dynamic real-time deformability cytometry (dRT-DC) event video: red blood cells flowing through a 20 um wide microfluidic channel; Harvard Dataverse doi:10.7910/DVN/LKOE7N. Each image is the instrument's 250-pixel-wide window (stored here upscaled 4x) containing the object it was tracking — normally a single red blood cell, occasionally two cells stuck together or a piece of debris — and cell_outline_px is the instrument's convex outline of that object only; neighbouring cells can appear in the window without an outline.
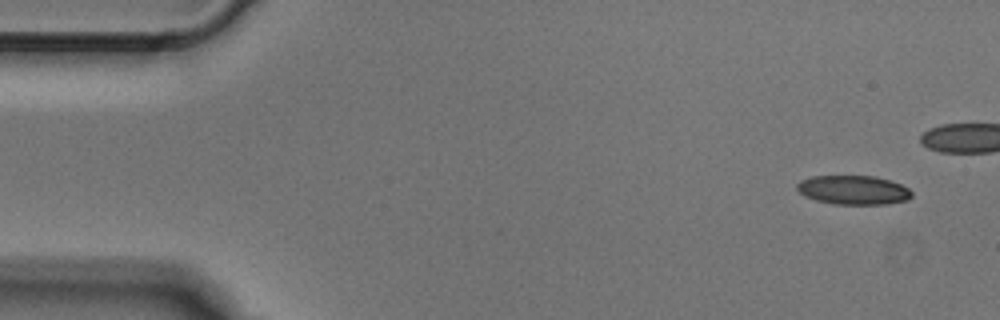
{"species": "Egyptian fruit bat (a non-hibernating species)", "species_latin": "Rousettus aegyptiacus", "temperature_condition": "cold", "stored_images_in_passage": 3, "camera_frame_rate_fps": 3000, "um_per_image_px": 0.085, "animal": {"sex": "male"}, "frame": {"image": 1, "passage_image": 1, "time_ms": 0.0, "image_size_px": [1000, 320], "cell_outline_px": [[912, 196], [908, 200], [888, 204], [832, 204], [816, 200], [804, 196], [796, 188], [796, 184], [800, 180], [812, 176], [876, 176], [900, 184], [908, 188], [912, 192]], "centroid_in_image_um": [72.53, 16.15], "position_along_channel_um": 12.5, "area_um2": 19.54}}